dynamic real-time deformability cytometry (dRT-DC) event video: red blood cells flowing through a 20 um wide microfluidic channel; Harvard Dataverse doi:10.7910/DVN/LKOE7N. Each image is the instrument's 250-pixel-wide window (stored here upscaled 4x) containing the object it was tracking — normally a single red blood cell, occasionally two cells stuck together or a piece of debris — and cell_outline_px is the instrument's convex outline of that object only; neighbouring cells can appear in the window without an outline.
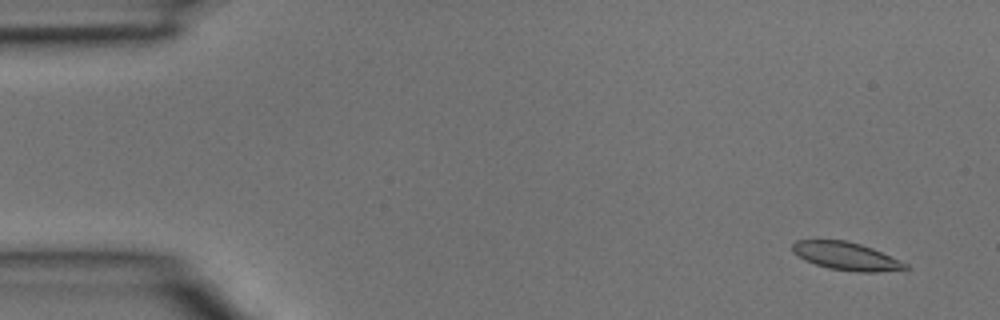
{"species": "common noctule bat (a hibernating species)", "species_latin": "Nyctalus noctula", "temperature_condition": "room temperature", "stored_images_in_passage": 4, "camera_frame_rate_fps": 3000, "um_per_image_px": 0.085, "animal": {"sex": "male", "body_mass_g": 15.6}, "frame": {"image": 1, "passage_image": 1, "time_ms": 0.0, "image_size_px": [1000, 320], "cell_outline_px": [[912, 268], [904, 272], [856, 272], [828, 268], [804, 260], [792, 252], [792, 244], [796, 240], [844, 240], [860, 244], [872, 248], [900, 260], [908, 264]], "centroid_in_image_um": [72.02, 21.8], "position_along_channel_um": 13.0, "area_um2": 18.79}}
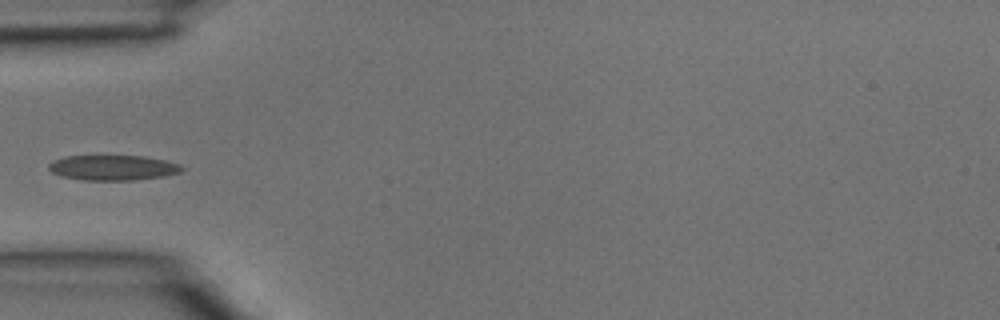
{"frame": {"image": 2, "passage_image": 4, "time_ms": 1.0, "image_size_px": [1000, 320], "cell_outline_px": [[184, 168], [180, 172], [164, 176], [132, 180], [84, 180], [60, 176], [52, 172], [48, 168], [48, 164], [64, 156], [144, 156], [164, 160], [180, 164]], "centroid_in_image_um": [9.59, 14.25], "position_along_channel_um": 75.4, "area_um2": 19.42}}